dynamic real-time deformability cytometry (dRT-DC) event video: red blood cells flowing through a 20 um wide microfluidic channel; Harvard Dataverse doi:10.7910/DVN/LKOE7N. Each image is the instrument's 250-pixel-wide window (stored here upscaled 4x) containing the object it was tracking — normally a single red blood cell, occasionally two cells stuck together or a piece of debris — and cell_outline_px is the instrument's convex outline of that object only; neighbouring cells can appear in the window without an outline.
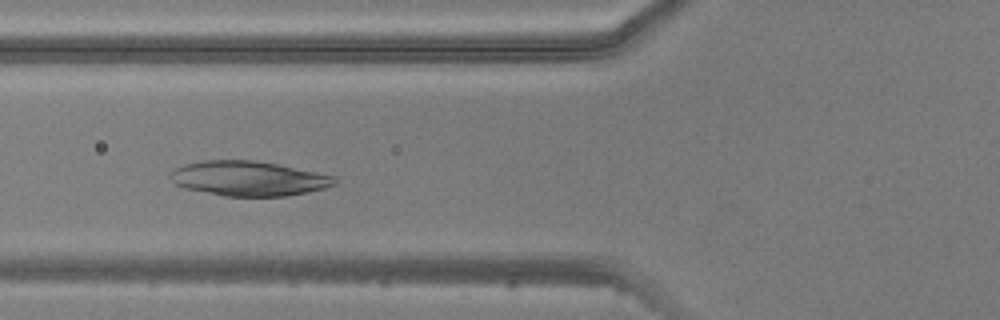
{"species": "common noctule bat (a hibernating species)", "species_latin": "Nyctalus noctula", "temperature_condition": "warm", "stored_images_in_passage": 4, "camera_frame_rate_fps": 3000, "um_per_image_px": 0.085, "animal": {"sex": "male", "body_mass_g": 20.5, "forearm_length_mm": 52.5}, "frame": {"image": 1, "passage_image": 4, "time_ms": 3.667, "image_size_px": [1000, 320], "cell_outline_px": [[336, 184], [324, 188], [308, 192], [288, 196], [224, 196], [184, 188], [176, 184], [168, 176], [176, 168], [184, 164], [204, 160], [252, 160], [276, 164], [336, 176]], "centroid_in_image_um": [21.13, 15.17], "position_along_channel_um": 104.7, "area_um2": 33.18}}